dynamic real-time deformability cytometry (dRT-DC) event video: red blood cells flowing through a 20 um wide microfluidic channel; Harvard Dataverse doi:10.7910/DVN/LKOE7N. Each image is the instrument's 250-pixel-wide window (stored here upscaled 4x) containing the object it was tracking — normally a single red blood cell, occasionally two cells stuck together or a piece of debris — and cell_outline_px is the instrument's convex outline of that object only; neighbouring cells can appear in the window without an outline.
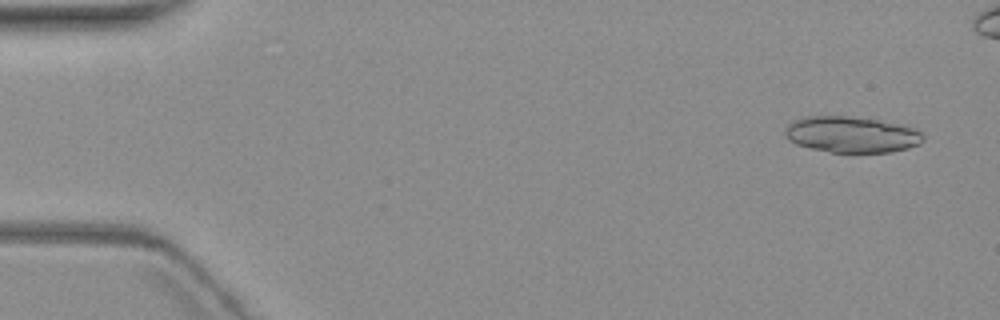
{"species": "common noctule bat (a hibernating species)", "species_latin": "Nyctalus noctula", "temperature_condition": "warm", "stored_images_in_passage": 4, "camera_frame_rate_fps": 3000, "um_per_image_px": 0.085, "animal": {"sex": "female", "body_mass_g": 19.3, "forearm_length_mm": 54.1}, "frame": {"image": 1, "passage_image": 1, "time_ms": 0.0, "image_size_px": [1000, 320], "cell_outline_px": [[924, 140], [920, 144], [908, 148], [888, 152], [832, 152], [812, 148], [796, 144], [788, 140], [784, 136], [784, 128], [792, 120], [804, 116], [848, 116], [880, 120], [904, 124], [920, 132], [924, 136]], "centroid_in_image_um": [72.36, 11.42], "position_along_channel_um": 12.6, "area_um2": 29.3}}